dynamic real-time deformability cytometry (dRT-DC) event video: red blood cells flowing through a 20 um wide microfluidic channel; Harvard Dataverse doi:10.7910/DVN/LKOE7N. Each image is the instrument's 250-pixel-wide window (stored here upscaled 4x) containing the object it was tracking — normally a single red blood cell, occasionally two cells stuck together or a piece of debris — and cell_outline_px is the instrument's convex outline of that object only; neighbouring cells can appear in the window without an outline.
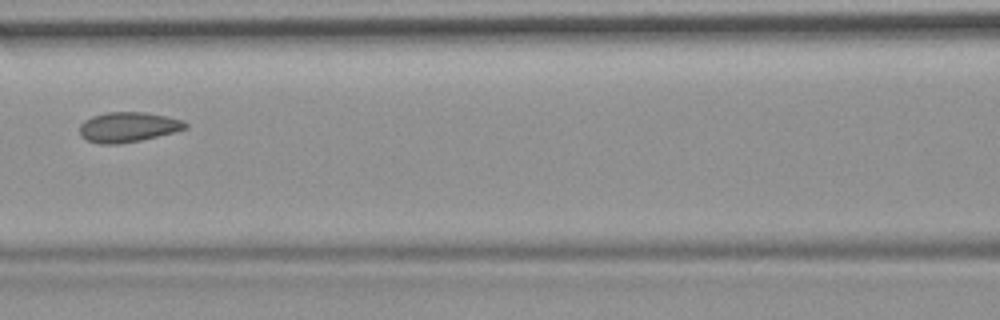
{"species": "common noctule bat (a hibernating species)", "species_latin": "Nyctalus noctula", "temperature_condition": "room temperature", "stored_images_in_passage": 4, "camera_frame_rate_fps": 3000, "um_per_image_px": 0.085, "animal": {"sex": "female", "body_mass_g": 19.9}, "frame": {"image": 1, "passage_image": 4, "time_ms": 3.333, "image_size_px": [1000, 320], "cell_outline_px": [[188, 128], [140, 140], [116, 144], [100, 144], [88, 140], [80, 136], [80, 124], [84, 120], [92, 116], [108, 112], [144, 112], [184, 120], [188, 124]], "centroid_in_image_um": [10.87, 10.79], "position_along_channel_um": 155.7, "area_um2": 18.32}}